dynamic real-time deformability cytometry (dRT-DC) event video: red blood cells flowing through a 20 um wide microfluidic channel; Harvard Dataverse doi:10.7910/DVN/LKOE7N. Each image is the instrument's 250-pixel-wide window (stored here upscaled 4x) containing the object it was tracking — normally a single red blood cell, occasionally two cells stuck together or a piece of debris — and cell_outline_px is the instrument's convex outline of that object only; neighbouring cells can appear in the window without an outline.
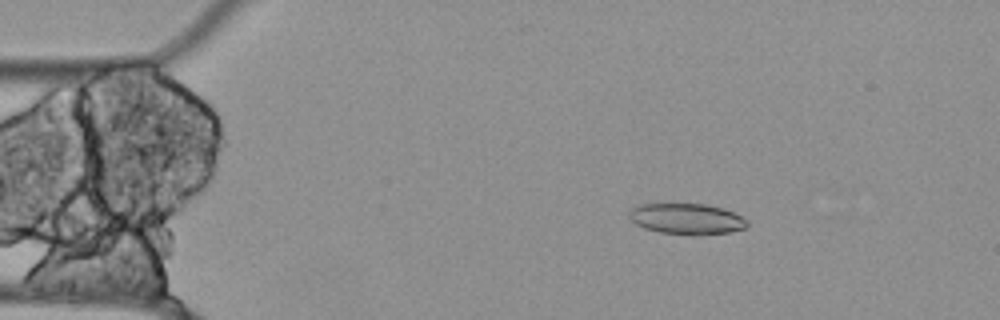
{"species": "Egyptian fruit bat (a non-hibernating species)", "species_latin": "Rousettus aegyptiacus", "temperature_condition": "cold", "stored_images_in_passage": 47, "camera_frame_rate_fps": 3000, "um_per_image_px": 0.085, "animal": {"sex": "female"}, "frame": {"image": 1, "passage_image": 8, "time_ms": 2.333, "image_size_px": [1000, 320], "cell_outline_px": [[748, 224], [744, 228], [728, 232], [692, 236], [688, 236], [660, 232], [644, 228], [636, 224], [628, 216], [628, 212], [632, 208], [640, 204], [704, 204], [720, 208], [732, 212], [748, 220]], "centroid_in_image_um": [58.34, 18.62], "position_along_channel_um": 26.7, "area_um2": 21.21}}
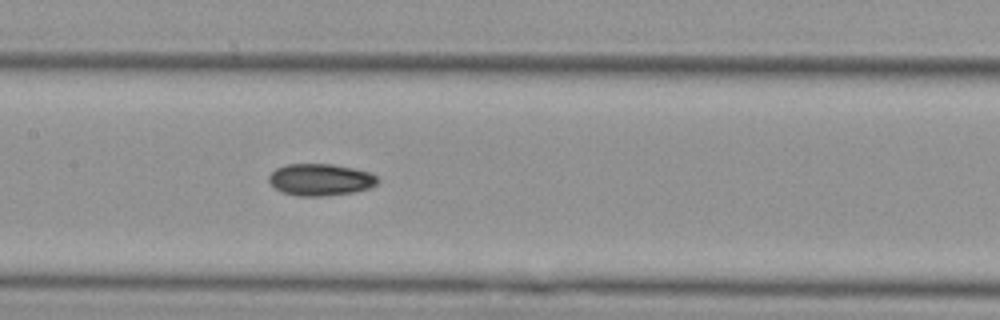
{"frame": {"image": 2, "passage_image": 25, "time_ms": 8.0, "image_size_px": [1000, 320], "cell_outline_px": [[380, 180], [372, 188], [356, 192], [328, 196], [296, 196], [280, 192], [268, 180], [268, 176], [276, 168], [288, 164], [332, 164], [356, 168], [372, 172]], "centroid_in_image_um": [27.29, 15.28], "position_along_channel_um": 180.1, "area_um2": 20.63}}
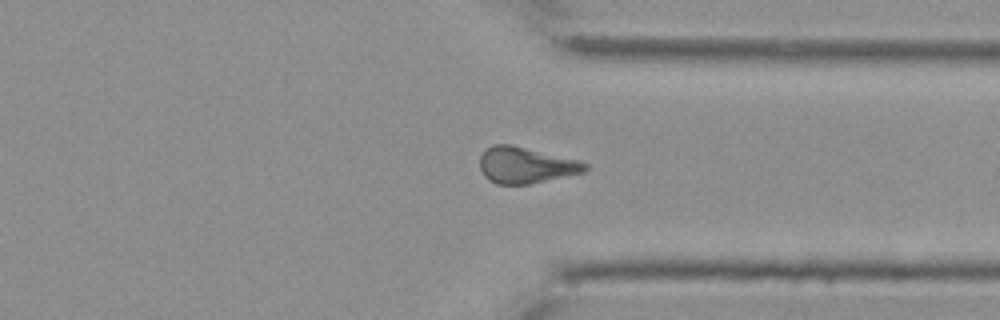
{"frame": {"image": 3, "passage_image": 41, "time_ms": 13.333, "image_size_px": [1000, 320], "cell_outline_px": [[588, 168], [584, 172], [532, 184], [496, 184], [488, 180], [484, 176], [480, 168], [480, 156], [492, 144], [512, 144], [576, 160], [588, 164]], "centroid_in_image_um": [44.66, 14.05], "position_along_channel_um": 366.7, "area_um2": 22.14}}